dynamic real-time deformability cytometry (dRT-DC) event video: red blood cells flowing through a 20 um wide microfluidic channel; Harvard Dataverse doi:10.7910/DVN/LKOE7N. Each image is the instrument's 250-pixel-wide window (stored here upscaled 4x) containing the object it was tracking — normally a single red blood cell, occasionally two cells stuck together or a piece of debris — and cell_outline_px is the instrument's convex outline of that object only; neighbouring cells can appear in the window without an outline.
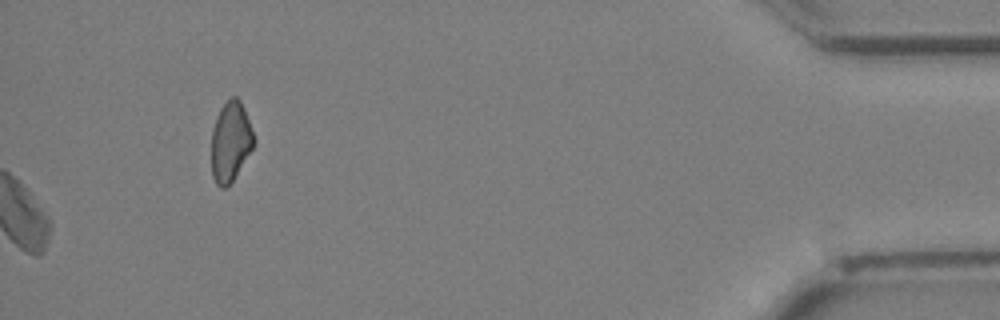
{"species": "Egyptian fruit bat (a non-hibernating species)", "species_latin": "Rousettus aegyptiacus", "temperature_condition": "cold", "stored_images_in_passage": 36, "camera_frame_rate_fps": 3000, "um_per_image_px": 0.085, "animal": {"sex": "female"}, "frame": {"image": 1, "passage_image": 36, "time_ms": 11.667, "image_size_px": [1000, 320], "cell_outline_px": [[256, 140], [252, 148], [232, 180], [224, 188], [220, 188], [216, 184], [212, 176], [212, 128], [216, 116], [220, 108], [232, 96], [236, 96], [240, 100], [244, 108]], "centroid_in_image_um": [19.58, 12.01], "position_along_channel_um": 415.6, "area_um2": 19.54}}